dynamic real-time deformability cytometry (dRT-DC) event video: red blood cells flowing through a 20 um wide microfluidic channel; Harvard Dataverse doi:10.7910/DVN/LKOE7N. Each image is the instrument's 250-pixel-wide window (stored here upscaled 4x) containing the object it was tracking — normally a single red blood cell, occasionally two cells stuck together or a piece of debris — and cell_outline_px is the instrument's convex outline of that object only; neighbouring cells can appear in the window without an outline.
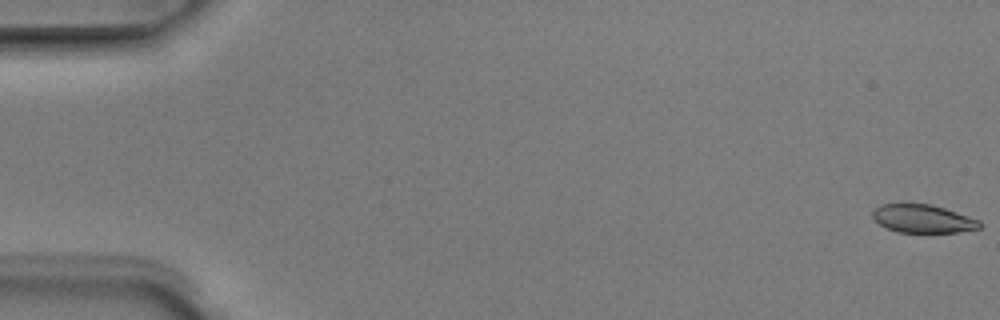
{"species": "Egyptian fruit bat (a non-hibernating species)", "species_latin": "Rousettus aegyptiacus", "temperature_condition": "room temperature", "stored_images_in_passage": 8, "camera_frame_rate_fps": 3000, "um_per_image_px": 0.085, "animal": {"sex": "male"}, "frame": {"image": 1, "passage_image": 1, "time_ms": 0.0, "image_size_px": [1000, 320], "cell_outline_px": [[984, 224], [980, 228], [956, 232], [928, 236], [900, 232], [888, 228], [880, 224], [872, 216], [872, 212], [880, 204], [932, 204], [980, 220]], "centroid_in_image_um": [78.5, 18.64], "position_along_channel_um": 6.5, "area_um2": 18.21}}
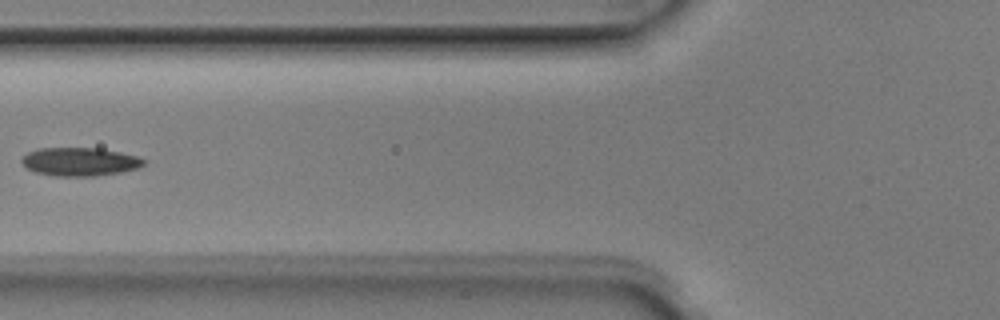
{"frame": {"image": 2, "passage_image": 6, "time_ms": 1.667, "image_size_px": [1000, 320], "cell_outline_px": [[148, 160], [144, 164], [136, 168], [120, 172], [92, 176], [52, 176], [36, 172], [28, 168], [20, 160], [28, 152], [36, 148], [100, 148], [120, 152], [136, 156]], "centroid_in_image_um": [6.78, 13.74], "position_along_channel_um": 119.0, "area_um2": 20.11}}
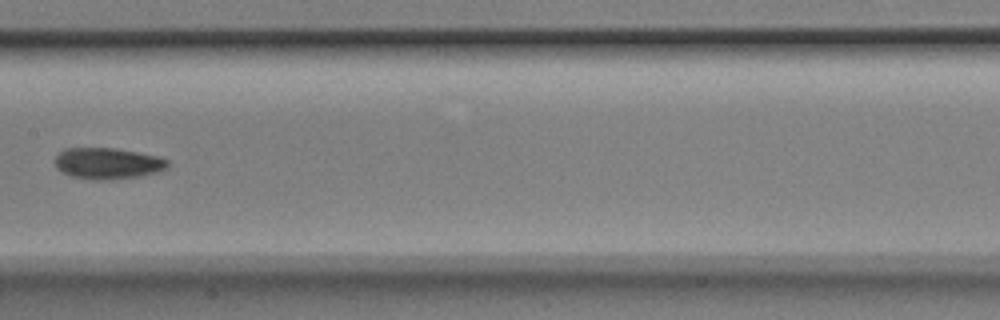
{"frame": {"image": 3, "passage_image": 8, "time_ms": 2.333, "image_size_px": [1000, 320], "cell_outline_px": [[168, 168], [156, 172], [140, 176], [112, 180], [92, 180], [72, 176], [60, 172], [56, 168], [56, 156], [64, 148], [116, 148], [160, 156], [168, 160]], "centroid_in_image_um": [9.16, 13.89], "position_along_channel_um": 198.2, "area_um2": 20.75}}